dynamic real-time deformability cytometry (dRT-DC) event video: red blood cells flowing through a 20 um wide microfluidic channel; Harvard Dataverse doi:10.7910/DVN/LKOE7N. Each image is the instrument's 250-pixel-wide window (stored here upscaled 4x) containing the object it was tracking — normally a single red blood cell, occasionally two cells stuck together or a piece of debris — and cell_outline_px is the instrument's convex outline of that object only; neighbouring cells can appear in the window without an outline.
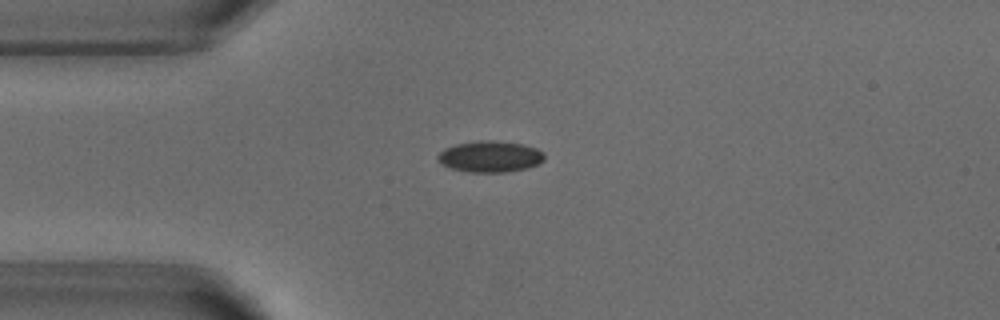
{"species": "common noctule bat (a hibernating species)", "species_latin": "Nyctalus noctula", "temperature_condition": "warm", "stored_images_in_passage": 40, "camera_frame_rate_fps": 3000, "um_per_image_px": 0.085, "animal": {"sex": "male", "body_mass_g": 18.8}, "frame": {"image": 1, "passage_image": 1, "time_ms": 0.0, "image_size_px": [1000, 320], "cell_outline_px": [[544, 160], [528, 168], [504, 172], [468, 172], [452, 168], [440, 164], [436, 156], [444, 148], [456, 144], [476, 140], [492, 140], [520, 144], [536, 148], [544, 152]], "centroid_in_image_um": [41.63, 13.3], "position_along_channel_um": 43.4, "area_um2": 19.42}}
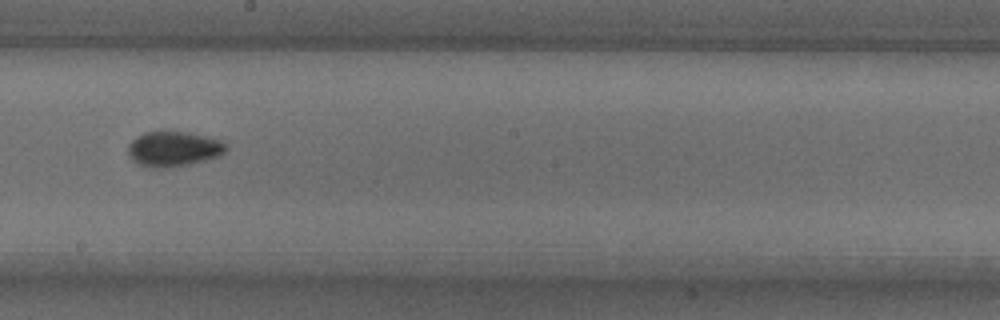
{"frame": {"image": 2, "passage_image": 17, "time_ms": 5.333, "image_size_px": [1000, 320], "cell_outline_px": [[228, 148], [220, 156], [192, 164], [164, 168], [152, 168], [140, 164], [132, 160], [128, 152], [128, 144], [136, 136], [144, 132], [184, 132], [204, 136], [220, 140]], "centroid_in_image_um": [14.74, 12.67], "position_along_channel_um": 233.5, "area_um2": 19.94}}
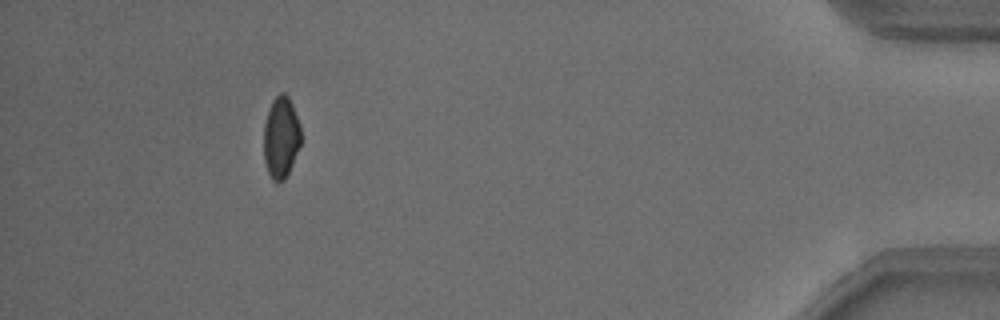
{"frame": {"image": 3, "passage_image": 36, "time_ms": 11.667, "image_size_px": [1000, 320], "cell_outline_px": [[300, 144], [292, 164], [284, 180], [272, 180], [268, 172], [264, 160], [264, 124], [268, 108], [272, 100], [280, 92], [284, 92], [288, 96], [292, 104], [300, 124]], "centroid_in_image_um": [23.87, 11.63], "position_along_channel_um": 411.3, "area_um2": 17.57}, "authors_computed_cell_mechanics": {"area_um2": 18.9873, "velocity_mm_per_s": 3.8265, "shape_relaxation_time_tau1_ms": 5.8842, "shape_relaxation_time_tau2_ms": 1.3497, "deformation_change_tau1": 0.1071, "deformation_change_tau2": 0.0494}}